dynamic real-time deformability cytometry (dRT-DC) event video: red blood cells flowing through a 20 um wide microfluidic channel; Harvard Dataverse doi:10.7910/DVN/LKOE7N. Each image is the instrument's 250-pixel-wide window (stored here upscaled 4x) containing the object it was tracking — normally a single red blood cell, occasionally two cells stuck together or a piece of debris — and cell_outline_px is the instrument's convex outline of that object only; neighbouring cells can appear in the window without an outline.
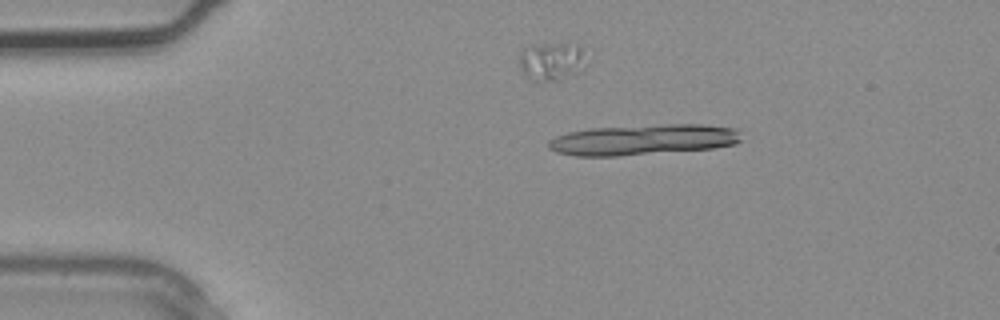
{"species": "common noctule bat (a hibernating species)", "species_latin": "Nyctalus noctula", "temperature_condition": "warm", "stored_images_in_passage": 2, "camera_frame_rate_fps": 3000, "um_per_image_px": 0.085, "animal": {"sex": "male", "body_mass_g": 20.4}, "frame": {"image": 1, "passage_image": 1, "time_ms": 0.0, "image_size_px": [1000, 320], "cell_outline_px": [[740, 140], [736, 144], [712, 148], [616, 156], [576, 156], [556, 152], [548, 148], [548, 140], [556, 136], [568, 132], [588, 128], [664, 124], [704, 124], [736, 128]], "centroid_in_image_um": [54.62, 11.86], "position_along_channel_um": 30.4, "area_um2": 34.45}}